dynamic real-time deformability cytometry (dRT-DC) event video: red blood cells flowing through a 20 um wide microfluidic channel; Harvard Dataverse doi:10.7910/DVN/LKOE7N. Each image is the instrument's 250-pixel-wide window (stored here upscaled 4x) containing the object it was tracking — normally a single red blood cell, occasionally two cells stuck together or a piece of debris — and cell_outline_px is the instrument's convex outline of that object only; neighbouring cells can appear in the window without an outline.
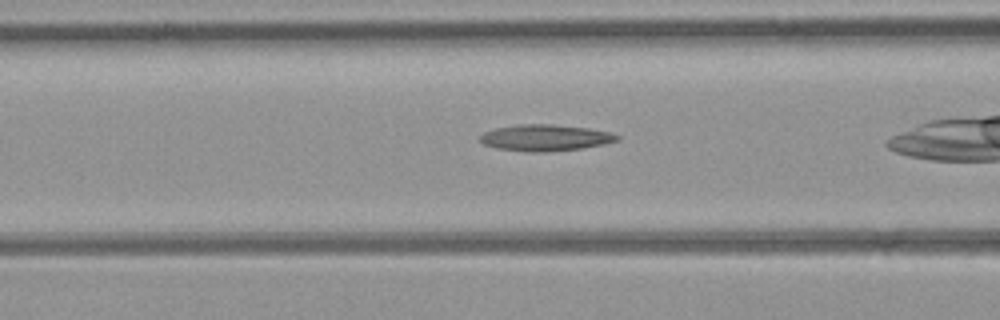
{"species": "common noctule bat (a hibernating species)", "species_latin": "Nyctalus noctula", "temperature_condition": "room temperature", "stored_images_in_passage": 36, "camera_frame_rate_fps": 3000, "um_per_image_px": 0.085, "animal": {"sex": "female", "body_mass_g": 21.9}, "frame": {"image": 1, "passage_image": 16, "time_ms": 5.0, "image_size_px": [1000, 320], "cell_outline_px": [[620, 140], [604, 144], [580, 148], [544, 152], [532, 152], [496, 148], [484, 144], [480, 140], [480, 136], [484, 132], [496, 128], [520, 124], [552, 124], [588, 128], [612, 132], [620, 136]], "centroid_in_image_um": [46.38, 11.7], "position_along_channel_um": 120.2, "area_um2": 20.98}}
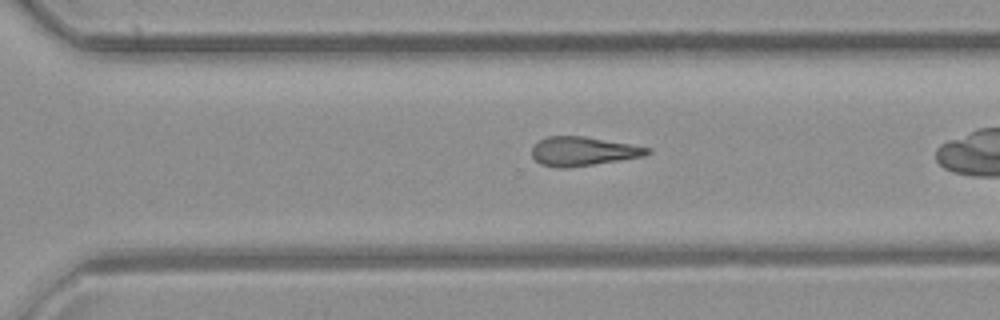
{"frame": {"image": 2, "passage_image": 31, "time_ms": 10.0, "image_size_px": [1000, 320], "cell_outline_px": [[652, 152], [644, 156], [568, 168], [556, 168], [540, 164], [532, 156], [532, 144], [548, 136], [584, 136], [652, 148]], "centroid_in_image_um": [49.53, 12.86], "position_along_channel_um": 321.1, "area_um2": 19.54}}